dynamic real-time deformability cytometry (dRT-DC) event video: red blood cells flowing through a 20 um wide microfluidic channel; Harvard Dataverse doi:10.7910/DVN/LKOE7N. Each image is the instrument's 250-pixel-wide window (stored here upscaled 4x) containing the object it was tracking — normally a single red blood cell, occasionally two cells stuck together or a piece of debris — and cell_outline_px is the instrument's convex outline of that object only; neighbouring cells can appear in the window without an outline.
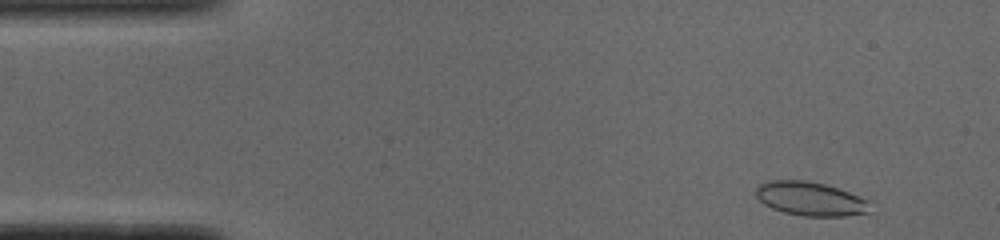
{"species": "common noctule bat (a hibernating species)", "species_latin": "Nyctalus noctula", "temperature_condition": "cold", "stored_images_in_passage": 49, "camera_frame_rate_fps": 3000, "um_per_image_px": 0.085, "animal": {"sex": "male", "body_mass_g": 19.0, "forearm_length_mm": 50.8}, "frame": {"image": 1, "passage_image": 2, "time_ms": 0.333, "image_size_px": [1000, 240], "cell_outline_px": [[868, 212], [844, 216], [804, 216], [784, 212], [772, 208], [764, 204], [756, 196], [756, 188], [760, 184], [768, 180], [804, 180], [824, 184], [848, 192], [868, 200]], "centroid_in_image_um": [68.83, 16.89], "position_along_channel_um": 16.2, "area_um2": 22.2}}
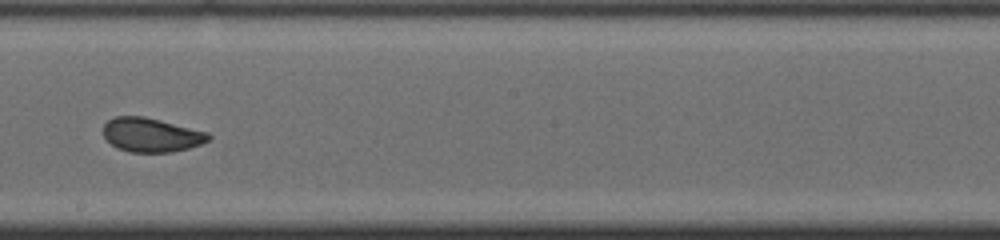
{"frame": {"image": 2, "passage_image": 26, "time_ms": 8.333, "image_size_px": [1000, 240], "cell_outline_px": [[212, 136], [208, 140], [200, 144], [188, 148], [172, 152], [128, 152], [116, 148], [104, 136], [104, 124], [108, 120], [116, 116], [144, 116], [208, 132]], "centroid_in_image_um": [12.85, 11.47], "position_along_channel_um": 235.3, "area_um2": 20.81}}
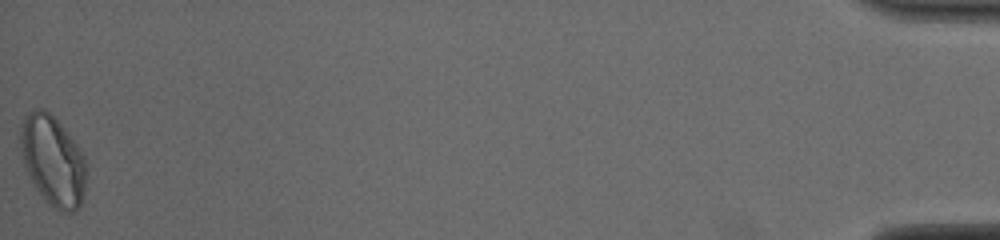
{"frame": {"image": 3, "passage_image": 49, "time_ms": 16.0, "image_size_px": [1000, 240], "cell_outline_px": [[84, 192], [80, 208], [72, 212], [60, 212], [52, 208], [48, 204], [36, 188], [28, 172], [20, 148], [20, 128], [24, 116], [36, 108], [44, 108], [60, 124], [84, 156]], "centroid_in_image_um": [4.47, 13.68], "position_along_channel_um": 430.7, "area_um2": 33.87}, "authors_computed_cell_mechanics": {"area_um2": 22.3108, "velocity_mm_per_s": 3.8709, "shape_relaxation_time_tau1_ms": 3.359, "shape_relaxation_time_tau2_ms": 0.9316, "deformation_change_tau1": 0.0886, "deformation_change_tau2": 0.0439}}